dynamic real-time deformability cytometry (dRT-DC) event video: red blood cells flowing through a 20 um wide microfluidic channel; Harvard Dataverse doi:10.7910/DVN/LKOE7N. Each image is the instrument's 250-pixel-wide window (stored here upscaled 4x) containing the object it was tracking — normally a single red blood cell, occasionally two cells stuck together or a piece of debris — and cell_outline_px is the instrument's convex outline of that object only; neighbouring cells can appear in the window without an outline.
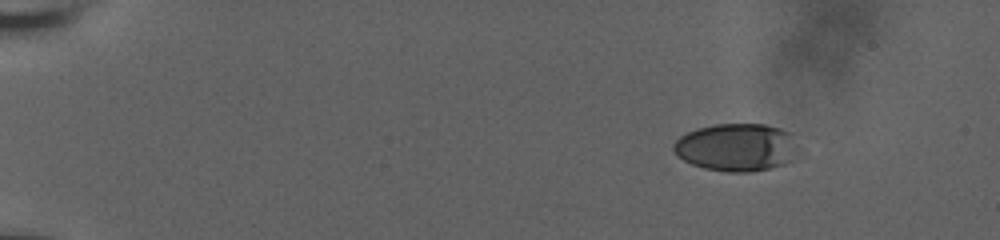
{"species": "human", "species_latin": "Homo sapiens", "temperature_condition": "room temperature", "stored_images_in_passage": 10, "camera_frame_rate_fps": 3000, "um_per_image_px": 0.085, "donor": {"sex": "male"}, "frame": {"image": 1, "passage_image": 1, "time_ms": 0.0, "image_size_px": [1000, 240], "cell_outline_px": [[792, 160], [784, 164], [768, 168], [748, 172], [728, 172], [704, 168], [692, 164], [676, 156], [672, 148], [672, 144], [680, 136], [696, 128], [716, 124], [764, 124], [780, 128], [792, 132]], "centroid_in_image_um": [62.51, 12.51], "position_along_channel_um": 22.5, "area_um2": 34.33}}
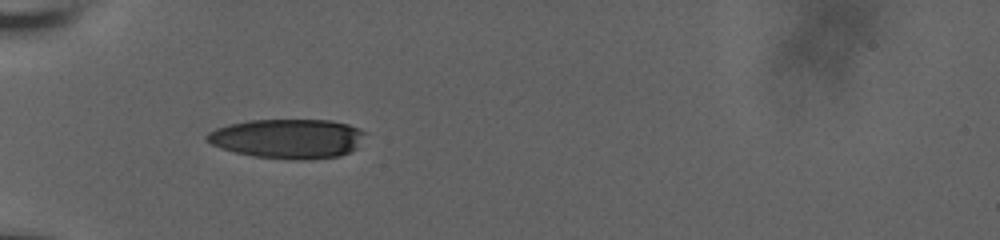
{"frame": {"image": 2, "passage_image": 7, "time_ms": 2.0, "image_size_px": [1000, 240], "cell_outline_px": [[364, 132], [356, 148], [340, 156], [300, 160], [296, 160], [252, 156], [220, 148], [212, 144], [204, 136], [208, 132], [216, 128], [228, 124], [252, 120], [332, 120], [348, 124], [360, 128]], "centroid_in_image_um": [24.43, 11.78], "position_along_channel_um": 60.6, "area_um2": 36.24}}
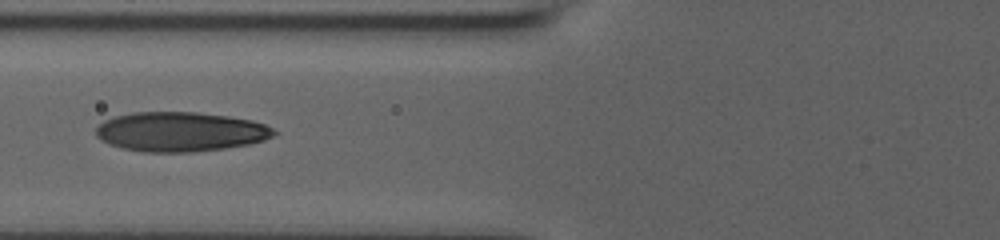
{"frame": {"image": 3, "passage_image": 9, "time_ms": 2.667, "image_size_px": [1000, 240], "cell_outline_px": [[276, 132], [272, 136], [264, 140], [248, 144], [224, 148], [192, 152], [144, 152], [120, 148], [108, 144], [100, 140], [96, 136], [96, 128], [104, 120], [116, 116], [132, 112], [196, 112], [228, 116], [252, 120], [264, 124], [272, 128]], "centroid_in_image_um": [15.29, 11.2], "position_along_channel_um": 110.5, "area_um2": 41.04}}